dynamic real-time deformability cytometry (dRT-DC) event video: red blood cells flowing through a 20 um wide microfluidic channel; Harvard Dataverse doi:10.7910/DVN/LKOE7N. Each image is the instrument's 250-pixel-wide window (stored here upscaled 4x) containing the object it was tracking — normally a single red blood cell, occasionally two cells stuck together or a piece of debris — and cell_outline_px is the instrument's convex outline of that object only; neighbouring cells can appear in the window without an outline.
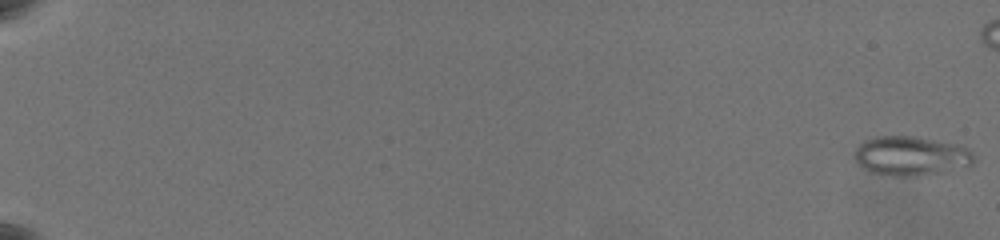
{"species": "common noctule bat (a hibernating species)", "species_latin": "Nyctalus noctula", "temperature_condition": "warm", "stored_images_in_passage": 19, "camera_frame_rate_fps": 3000, "um_per_image_px": 0.085, "animal": {"sex": "female", "body_mass_g": 19.5, "forearm_length_mm": 54.1}, "frame": {"image": 1, "passage_image": 1, "time_ms": 0.0, "image_size_px": [1000, 240], "cell_outline_px": [[976, 160], [968, 168], [916, 176], [892, 176], [872, 172], [856, 164], [852, 156], [852, 152], [864, 140], [876, 136], [916, 136], [960, 144], [968, 148], [976, 156]], "centroid_in_image_um": [77.46, 13.25], "position_along_channel_um": 7.5, "area_um2": 28.15}}
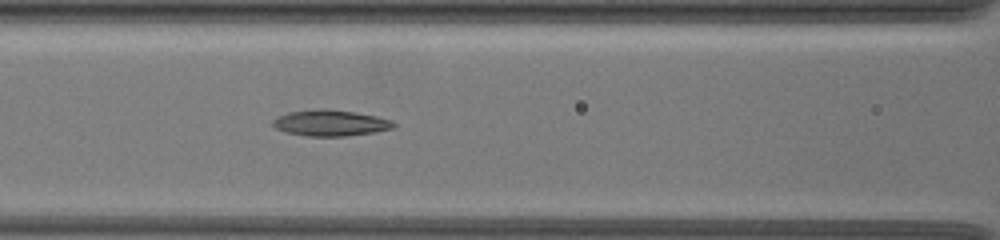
{"frame": {"image": 2, "passage_image": 14, "time_ms": 10.333, "image_size_px": [1000, 240], "cell_outline_px": [[396, 124], [392, 128], [376, 132], [344, 136], [304, 136], [284, 132], [276, 128], [272, 124], [272, 120], [276, 116], [288, 112], [316, 108], [324, 108], [356, 112], [376, 116], [392, 120]], "centroid_in_image_um": [28.05, 10.44], "position_along_channel_um": 138.6, "area_um2": 18.61}}
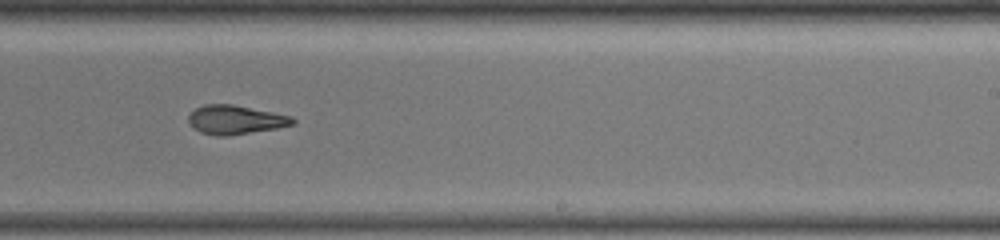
{"frame": {"image": 3, "passage_image": 18, "time_ms": 14.0, "image_size_px": [1000, 240], "cell_outline_px": [[296, 124], [276, 128], [228, 136], [216, 136], [200, 132], [192, 128], [188, 120], [188, 116], [196, 108], [204, 104], [232, 104], [292, 116], [296, 120]], "centroid_in_image_um": [20.0, 10.18], "position_along_channel_um": 269.0, "area_um2": 17.63}}